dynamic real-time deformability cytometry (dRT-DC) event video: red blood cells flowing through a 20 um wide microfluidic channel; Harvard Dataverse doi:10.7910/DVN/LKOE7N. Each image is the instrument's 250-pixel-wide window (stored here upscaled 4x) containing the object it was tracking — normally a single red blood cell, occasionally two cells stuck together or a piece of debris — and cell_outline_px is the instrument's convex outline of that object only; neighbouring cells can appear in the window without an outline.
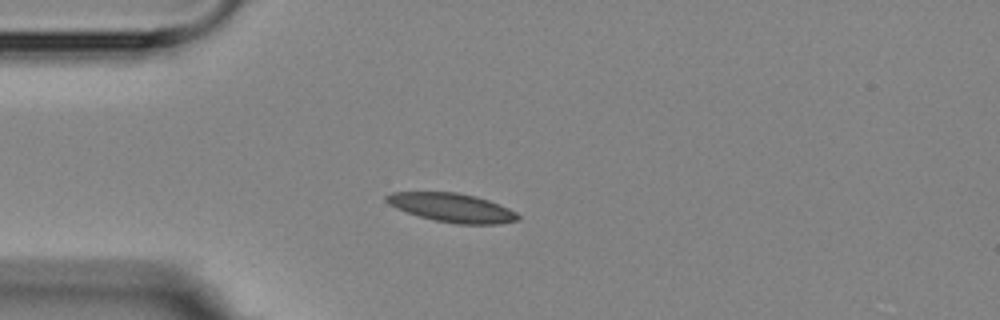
{"species": "Egyptian fruit bat (a non-hibernating species)", "species_latin": "Rousettus aegyptiacus", "temperature_condition": "room temperature", "stored_images_in_passage": 5, "camera_frame_rate_fps": 3000, "um_per_image_px": 0.085, "animal": {"sex": "female"}, "frame": {"image": 1, "passage_image": 5, "time_ms": 4.667, "image_size_px": [1000, 320], "cell_outline_px": [[520, 220], [496, 224], [456, 224], [432, 220], [396, 208], [388, 204], [384, 200], [384, 196], [392, 192], [456, 192], [476, 196], [488, 200], [508, 208], [516, 212], [520, 216]], "centroid_in_image_um": [38.41, 17.65], "position_along_channel_um": 46.6, "area_um2": 22.14}}